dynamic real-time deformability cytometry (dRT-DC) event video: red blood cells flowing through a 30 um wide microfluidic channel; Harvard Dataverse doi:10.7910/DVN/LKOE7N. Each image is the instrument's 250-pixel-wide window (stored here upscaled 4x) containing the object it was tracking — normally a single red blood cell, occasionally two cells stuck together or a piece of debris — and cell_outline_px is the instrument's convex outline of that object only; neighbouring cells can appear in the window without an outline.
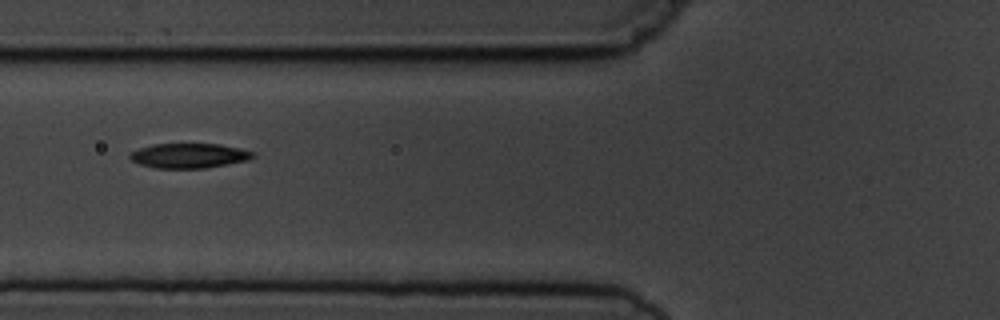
{"species": "common noctule bat (a hibernating species)", "species_latin": "Nyctalus noctula", "temperature_condition": "cold", "stored_images_in_passage": 8, "camera_frame_rate_fps": 3000, "um_per_image_px": 0.085, "animal": {"sex": "male", "body_mass_g": 19.5, "forearm_length_mm": 54.6}, "frame": {"image": 1, "passage_image": 6, "time_ms": 5.667, "image_size_px": [1000, 320], "cell_outline_px": [[256, 156], [248, 160], [228, 164], [204, 168], [156, 168], [140, 164], [132, 160], [128, 156], [132, 152], [140, 148], [152, 144], [220, 144], [240, 148], [256, 152]], "centroid_in_image_um": [16.12, 13.23], "position_along_channel_um": 109.7, "area_um2": 17.74}}
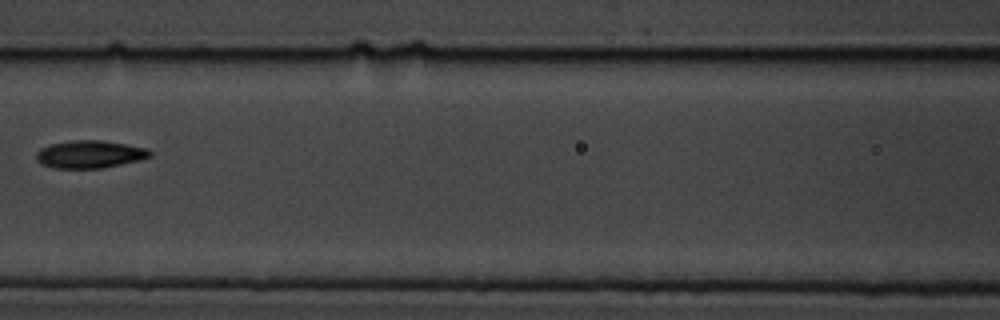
{"frame": {"image": 2, "passage_image": 7, "time_ms": 7.0, "image_size_px": [1000, 320], "cell_outline_px": [[152, 156], [140, 160], [100, 168], [52, 168], [40, 164], [36, 160], [36, 152], [40, 148], [52, 144], [72, 140], [100, 140], [148, 148], [152, 152]], "centroid_in_image_um": [7.61, 13.11], "position_along_channel_um": 159.0, "area_um2": 18.32}}
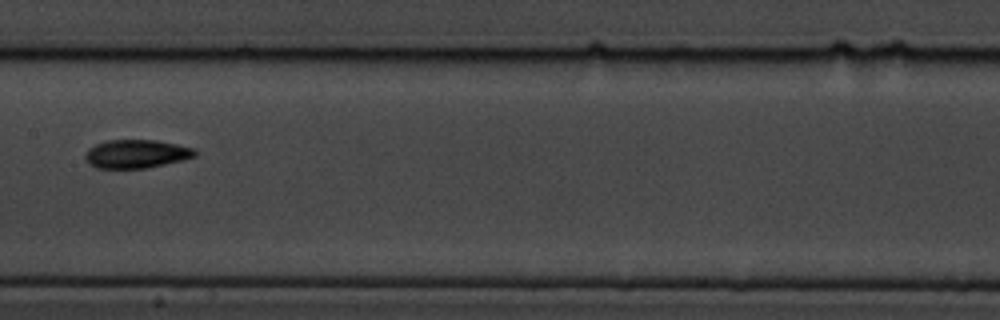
{"frame": {"image": 3, "passage_image": 8, "time_ms": 8.0, "image_size_px": [1000, 320], "cell_outline_px": [[196, 156], [164, 164], [144, 168], [96, 168], [88, 164], [84, 156], [88, 148], [96, 144], [108, 140], [156, 140], [196, 148]], "centroid_in_image_um": [11.56, 13.07], "position_along_channel_um": 195.8, "area_um2": 18.15}}